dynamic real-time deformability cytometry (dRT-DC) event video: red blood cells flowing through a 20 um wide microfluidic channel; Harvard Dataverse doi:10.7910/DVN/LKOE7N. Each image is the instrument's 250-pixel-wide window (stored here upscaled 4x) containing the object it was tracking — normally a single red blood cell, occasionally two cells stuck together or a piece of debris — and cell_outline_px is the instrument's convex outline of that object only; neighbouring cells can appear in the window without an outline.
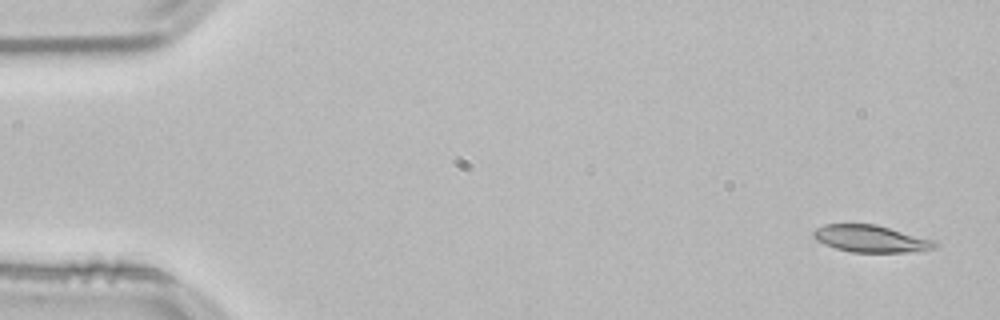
{"species": "common noctule bat (a hibernating species)", "species_latin": "Nyctalus noctula", "temperature_condition": "room temperature", "stored_images_in_passage": 52, "camera_frame_rate_fps": 3000, "um_per_image_px": 0.085, "animal": {"sex": "male", "body_mass_g": 21.5, "forearm_length_mm": 52.0}, "frame": {"image": 1, "passage_image": 1, "time_ms": 0.0, "image_size_px": [1000, 320], "cell_outline_px": [[940, 244], [936, 248], [924, 252], [852, 252], [836, 248], [824, 244], [816, 240], [812, 236], [812, 232], [816, 228], [824, 224], [876, 224], [936, 240]], "centroid_in_image_um": [74.09, 20.3], "position_along_channel_um": 10.9, "area_um2": 19.54}}
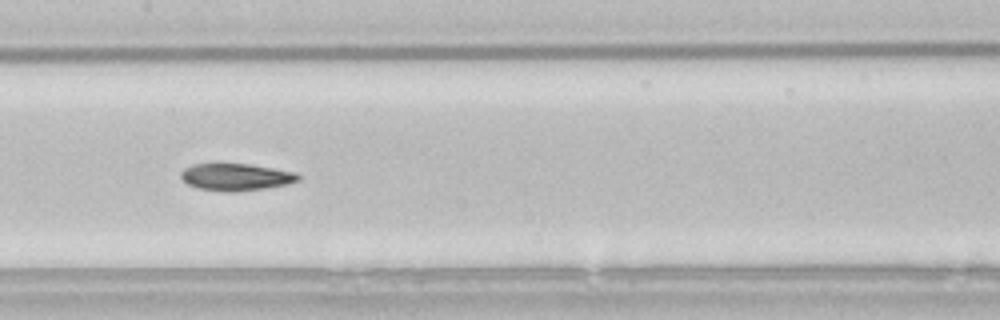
{"frame": {"image": 2, "passage_image": 25, "time_ms": 8.0, "image_size_px": [1000, 320], "cell_outline_px": [[300, 180], [284, 184], [264, 188], [232, 192], [224, 192], [200, 188], [188, 184], [180, 176], [180, 172], [184, 168], [192, 164], [216, 160], [252, 164], [296, 172], [300, 176]], "centroid_in_image_um": [19.99, 14.98], "position_along_channel_um": 187.4, "area_um2": 19.25}}
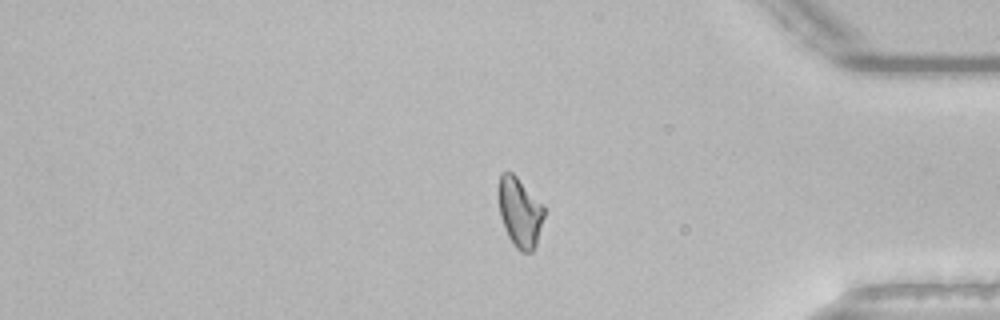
{"frame": {"image": 3, "passage_image": 43, "time_ms": 14.0, "image_size_px": [1000, 320], "cell_outline_px": [[544, 216], [536, 244], [532, 252], [520, 252], [512, 244], [504, 228], [500, 216], [496, 196], [496, 188], [500, 176], [504, 172], [512, 172], [544, 204]], "centroid_in_image_um": [44.15, 18.02], "position_along_channel_um": 391.1, "area_um2": 18.96}, "authors_computed_cell_mechanics": {"area_um2": 19.074, "velocity_mm_per_s": 3.7992, "shape_relaxation_time_tau1_ms": 6.0359, "shape_relaxation_time_tau2_ms": 3.5859, "deformation_change_tau1": 0.1704, "deformation_change_tau2": 0.0884}}